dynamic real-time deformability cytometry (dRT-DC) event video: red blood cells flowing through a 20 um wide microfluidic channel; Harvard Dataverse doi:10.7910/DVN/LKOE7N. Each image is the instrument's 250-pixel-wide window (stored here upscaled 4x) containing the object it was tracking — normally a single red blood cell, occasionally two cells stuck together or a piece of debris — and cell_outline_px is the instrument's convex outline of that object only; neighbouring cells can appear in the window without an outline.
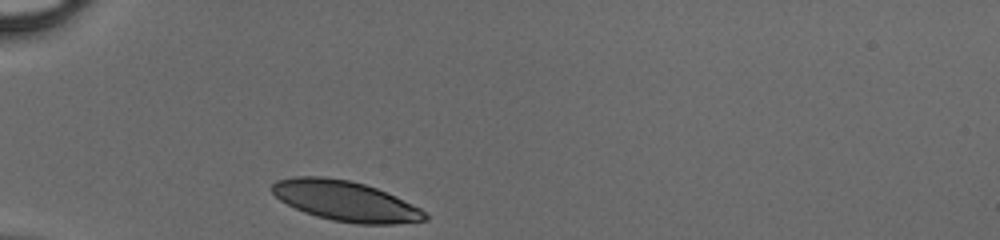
{"species": "human", "species_latin": "Homo sapiens", "temperature_condition": "cold", "stored_images_in_passage": 27, "camera_frame_rate_fps": 3000, "um_per_image_px": 0.085, "donor": {"sex": "male"}, "frame": {"image": 1, "passage_image": 1, "time_ms": 0.0, "image_size_px": [1000, 240], "cell_outline_px": [[428, 220], [396, 224], [356, 224], [332, 220], [316, 216], [304, 212], [280, 200], [268, 188], [276, 180], [296, 176], [324, 176], [348, 180], [364, 184], [388, 192], [420, 208], [428, 216]], "centroid_in_image_um": [29.35, 17.08], "position_along_channel_um": 55.6, "area_um2": 35.89}}
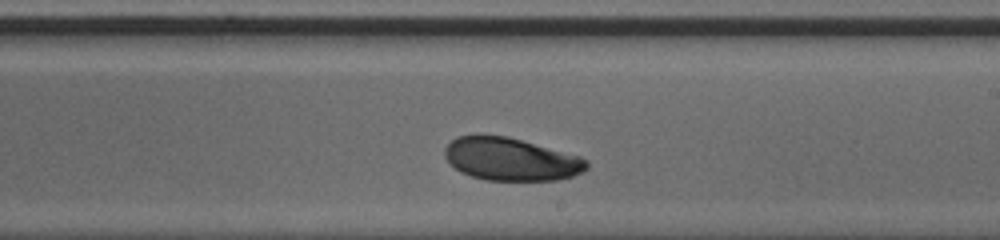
{"frame": {"image": 2, "passage_image": 16, "time_ms": 5.0, "image_size_px": [1000, 240], "cell_outline_px": [[588, 168], [584, 172], [572, 176], [556, 180], [484, 180], [460, 172], [444, 156], [444, 148], [456, 136], [476, 132], [480, 132], [508, 136], [580, 156], [588, 160]], "centroid_in_image_um": [43.39, 13.49], "position_along_channel_um": 245.6, "area_um2": 36.01}}
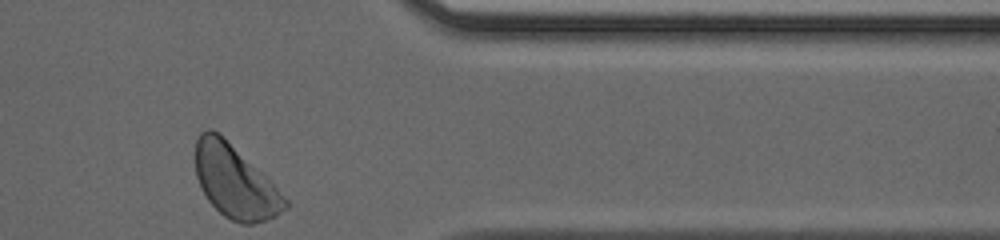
{"frame": {"image": 3, "passage_image": 27, "time_ms": 8.667, "image_size_px": [1000, 240], "cell_outline_px": [[288, 208], [276, 216], [252, 224], [240, 224], [224, 216], [208, 200], [196, 176], [192, 152], [196, 140], [200, 132], [208, 128], [212, 128], [220, 132], [264, 172], [272, 180], [288, 200]], "centroid_in_image_um": [19.97, 15.37], "position_along_channel_um": 391.4, "area_um2": 39.13}}